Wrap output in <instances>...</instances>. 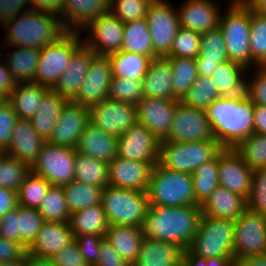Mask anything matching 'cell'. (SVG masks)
I'll list each match as a JSON object with an SVG mask.
<instances>
[{"label": "cell", "instance_id": "cell-1", "mask_svg": "<svg viewBox=\"0 0 266 266\" xmlns=\"http://www.w3.org/2000/svg\"><path fill=\"white\" fill-rule=\"evenodd\" d=\"M254 103L246 93L221 96L205 110L213 138L223 148H235L254 134Z\"/></svg>", "mask_w": 266, "mask_h": 266}, {"label": "cell", "instance_id": "cell-2", "mask_svg": "<svg viewBox=\"0 0 266 266\" xmlns=\"http://www.w3.org/2000/svg\"><path fill=\"white\" fill-rule=\"evenodd\" d=\"M201 215L200 205L149 206L141 225L142 235L176 244L185 251L198 231Z\"/></svg>", "mask_w": 266, "mask_h": 266}, {"label": "cell", "instance_id": "cell-3", "mask_svg": "<svg viewBox=\"0 0 266 266\" xmlns=\"http://www.w3.org/2000/svg\"><path fill=\"white\" fill-rule=\"evenodd\" d=\"M2 28L7 32L3 39L4 47L42 49L56 42L67 32L60 15L38 10H29L10 18L2 24Z\"/></svg>", "mask_w": 266, "mask_h": 266}, {"label": "cell", "instance_id": "cell-4", "mask_svg": "<svg viewBox=\"0 0 266 266\" xmlns=\"http://www.w3.org/2000/svg\"><path fill=\"white\" fill-rule=\"evenodd\" d=\"M241 1H230L224 15L222 12L220 14L218 27L223 33L229 60L242 65L249 71V69L252 70L251 67L258 65L251 58L249 45L251 10Z\"/></svg>", "mask_w": 266, "mask_h": 266}, {"label": "cell", "instance_id": "cell-5", "mask_svg": "<svg viewBox=\"0 0 266 266\" xmlns=\"http://www.w3.org/2000/svg\"><path fill=\"white\" fill-rule=\"evenodd\" d=\"M149 206L196 205L192 174L162 168L155 164L146 190Z\"/></svg>", "mask_w": 266, "mask_h": 266}, {"label": "cell", "instance_id": "cell-6", "mask_svg": "<svg viewBox=\"0 0 266 266\" xmlns=\"http://www.w3.org/2000/svg\"><path fill=\"white\" fill-rule=\"evenodd\" d=\"M101 204L109 225L141 227L149 208L146 191L108 185Z\"/></svg>", "mask_w": 266, "mask_h": 266}, {"label": "cell", "instance_id": "cell-7", "mask_svg": "<svg viewBox=\"0 0 266 266\" xmlns=\"http://www.w3.org/2000/svg\"><path fill=\"white\" fill-rule=\"evenodd\" d=\"M223 147L216 140L196 142L160 141L158 165L192 174L199 166L214 159Z\"/></svg>", "mask_w": 266, "mask_h": 266}, {"label": "cell", "instance_id": "cell-8", "mask_svg": "<svg viewBox=\"0 0 266 266\" xmlns=\"http://www.w3.org/2000/svg\"><path fill=\"white\" fill-rule=\"evenodd\" d=\"M234 220L201 215L198 231L188 250L198 257H234Z\"/></svg>", "mask_w": 266, "mask_h": 266}, {"label": "cell", "instance_id": "cell-9", "mask_svg": "<svg viewBox=\"0 0 266 266\" xmlns=\"http://www.w3.org/2000/svg\"><path fill=\"white\" fill-rule=\"evenodd\" d=\"M80 32L67 31L56 42L40 49L35 83L52 90L68 68L73 54L83 45Z\"/></svg>", "mask_w": 266, "mask_h": 266}, {"label": "cell", "instance_id": "cell-10", "mask_svg": "<svg viewBox=\"0 0 266 266\" xmlns=\"http://www.w3.org/2000/svg\"><path fill=\"white\" fill-rule=\"evenodd\" d=\"M76 148L54 145L46 141L30 172L43 177L51 185L64 186L75 179Z\"/></svg>", "mask_w": 266, "mask_h": 266}, {"label": "cell", "instance_id": "cell-11", "mask_svg": "<svg viewBox=\"0 0 266 266\" xmlns=\"http://www.w3.org/2000/svg\"><path fill=\"white\" fill-rule=\"evenodd\" d=\"M145 19L152 38L154 53L166 57L172 48L174 37L181 28L177 10L166 0H153Z\"/></svg>", "mask_w": 266, "mask_h": 266}, {"label": "cell", "instance_id": "cell-12", "mask_svg": "<svg viewBox=\"0 0 266 266\" xmlns=\"http://www.w3.org/2000/svg\"><path fill=\"white\" fill-rule=\"evenodd\" d=\"M266 241V217L246 209L234 220L235 262L245 256L262 255Z\"/></svg>", "mask_w": 266, "mask_h": 266}, {"label": "cell", "instance_id": "cell-13", "mask_svg": "<svg viewBox=\"0 0 266 266\" xmlns=\"http://www.w3.org/2000/svg\"><path fill=\"white\" fill-rule=\"evenodd\" d=\"M82 30L89 36L82 38L83 44L95 54L108 56L121 50L124 23L110 11L99 15Z\"/></svg>", "mask_w": 266, "mask_h": 266}, {"label": "cell", "instance_id": "cell-14", "mask_svg": "<svg viewBox=\"0 0 266 266\" xmlns=\"http://www.w3.org/2000/svg\"><path fill=\"white\" fill-rule=\"evenodd\" d=\"M205 140H214L206 112L177 101L172 125L165 141L190 143Z\"/></svg>", "mask_w": 266, "mask_h": 266}, {"label": "cell", "instance_id": "cell-15", "mask_svg": "<svg viewBox=\"0 0 266 266\" xmlns=\"http://www.w3.org/2000/svg\"><path fill=\"white\" fill-rule=\"evenodd\" d=\"M89 120L104 132L118 138L137 123V106L107 98L90 108Z\"/></svg>", "mask_w": 266, "mask_h": 266}, {"label": "cell", "instance_id": "cell-16", "mask_svg": "<svg viewBox=\"0 0 266 266\" xmlns=\"http://www.w3.org/2000/svg\"><path fill=\"white\" fill-rule=\"evenodd\" d=\"M112 80L111 62L106 55L95 54L88 67L85 79L72 102L91 108L108 98Z\"/></svg>", "mask_w": 266, "mask_h": 266}, {"label": "cell", "instance_id": "cell-17", "mask_svg": "<svg viewBox=\"0 0 266 266\" xmlns=\"http://www.w3.org/2000/svg\"><path fill=\"white\" fill-rule=\"evenodd\" d=\"M159 139L138 122L117 138V156L131 161L158 162Z\"/></svg>", "mask_w": 266, "mask_h": 266}, {"label": "cell", "instance_id": "cell-18", "mask_svg": "<svg viewBox=\"0 0 266 266\" xmlns=\"http://www.w3.org/2000/svg\"><path fill=\"white\" fill-rule=\"evenodd\" d=\"M219 185L243 196L250 195L253 170L234 148H223L218 153Z\"/></svg>", "mask_w": 266, "mask_h": 266}, {"label": "cell", "instance_id": "cell-19", "mask_svg": "<svg viewBox=\"0 0 266 266\" xmlns=\"http://www.w3.org/2000/svg\"><path fill=\"white\" fill-rule=\"evenodd\" d=\"M90 108L68 101L63 107L47 142L76 148L81 134L90 122Z\"/></svg>", "mask_w": 266, "mask_h": 266}, {"label": "cell", "instance_id": "cell-20", "mask_svg": "<svg viewBox=\"0 0 266 266\" xmlns=\"http://www.w3.org/2000/svg\"><path fill=\"white\" fill-rule=\"evenodd\" d=\"M177 101L143 97L137 103V122L151 131L159 141L165 140L172 125Z\"/></svg>", "mask_w": 266, "mask_h": 266}, {"label": "cell", "instance_id": "cell-21", "mask_svg": "<svg viewBox=\"0 0 266 266\" xmlns=\"http://www.w3.org/2000/svg\"><path fill=\"white\" fill-rule=\"evenodd\" d=\"M155 164L158 162L131 161L116 156L108 163L109 185L146 191Z\"/></svg>", "mask_w": 266, "mask_h": 266}, {"label": "cell", "instance_id": "cell-22", "mask_svg": "<svg viewBox=\"0 0 266 266\" xmlns=\"http://www.w3.org/2000/svg\"><path fill=\"white\" fill-rule=\"evenodd\" d=\"M217 0H185L177 10L182 28L203 34L219 25L221 9Z\"/></svg>", "mask_w": 266, "mask_h": 266}, {"label": "cell", "instance_id": "cell-23", "mask_svg": "<svg viewBox=\"0 0 266 266\" xmlns=\"http://www.w3.org/2000/svg\"><path fill=\"white\" fill-rule=\"evenodd\" d=\"M74 241L68 222L45 221L27 253L39 258H51L65 246Z\"/></svg>", "mask_w": 266, "mask_h": 266}, {"label": "cell", "instance_id": "cell-24", "mask_svg": "<svg viewBox=\"0 0 266 266\" xmlns=\"http://www.w3.org/2000/svg\"><path fill=\"white\" fill-rule=\"evenodd\" d=\"M110 0H63L60 10L66 31L80 32L92 20L109 11Z\"/></svg>", "mask_w": 266, "mask_h": 266}, {"label": "cell", "instance_id": "cell-25", "mask_svg": "<svg viewBox=\"0 0 266 266\" xmlns=\"http://www.w3.org/2000/svg\"><path fill=\"white\" fill-rule=\"evenodd\" d=\"M45 143L46 140L38 135L30 120L18 119L6 152L31 167Z\"/></svg>", "mask_w": 266, "mask_h": 266}, {"label": "cell", "instance_id": "cell-26", "mask_svg": "<svg viewBox=\"0 0 266 266\" xmlns=\"http://www.w3.org/2000/svg\"><path fill=\"white\" fill-rule=\"evenodd\" d=\"M95 53L84 44L73 54L68 68L60 76L58 83L52 89L57 94L72 101L85 79L89 64Z\"/></svg>", "mask_w": 266, "mask_h": 266}, {"label": "cell", "instance_id": "cell-27", "mask_svg": "<svg viewBox=\"0 0 266 266\" xmlns=\"http://www.w3.org/2000/svg\"><path fill=\"white\" fill-rule=\"evenodd\" d=\"M172 79L170 60L167 57L153 58L142 79L143 97L178 100L174 96Z\"/></svg>", "mask_w": 266, "mask_h": 266}, {"label": "cell", "instance_id": "cell-28", "mask_svg": "<svg viewBox=\"0 0 266 266\" xmlns=\"http://www.w3.org/2000/svg\"><path fill=\"white\" fill-rule=\"evenodd\" d=\"M117 147V137L89 122L80 136L76 151L109 163L117 156Z\"/></svg>", "mask_w": 266, "mask_h": 266}, {"label": "cell", "instance_id": "cell-29", "mask_svg": "<svg viewBox=\"0 0 266 266\" xmlns=\"http://www.w3.org/2000/svg\"><path fill=\"white\" fill-rule=\"evenodd\" d=\"M183 251L173 243L143 238L133 266H182Z\"/></svg>", "mask_w": 266, "mask_h": 266}, {"label": "cell", "instance_id": "cell-30", "mask_svg": "<svg viewBox=\"0 0 266 266\" xmlns=\"http://www.w3.org/2000/svg\"><path fill=\"white\" fill-rule=\"evenodd\" d=\"M227 60L229 58L220 28L217 27L201 34L200 52L195 59L198 76L210 77L214 68Z\"/></svg>", "mask_w": 266, "mask_h": 266}, {"label": "cell", "instance_id": "cell-31", "mask_svg": "<svg viewBox=\"0 0 266 266\" xmlns=\"http://www.w3.org/2000/svg\"><path fill=\"white\" fill-rule=\"evenodd\" d=\"M200 206L203 215L235 220L247 209V201L243 196L219 185Z\"/></svg>", "mask_w": 266, "mask_h": 266}, {"label": "cell", "instance_id": "cell-32", "mask_svg": "<svg viewBox=\"0 0 266 266\" xmlns=\"http://www.w3.org/2000/svg\"><path fill=\"white\" fill-rule=\"evenodd\" d=\"M105 238L118 254L133 266L144 238L141 227L109 225Z\"/></svg>", "mask_w": 266, "mask_h": 266}, {"label": "cell", "instance_id": "cell-33", "mask_svg": "<svg viewBox=\"0 0 266 266\" xmlns=\"http://www.w3.org/2000/svg\"><path fill=\"white\" fill-rule=\"evenodd\" d=\"M67 102V99L63 98L55 91L49 90L43 96L36 113L30 119L38 135L46 141L51 137L55 124Z\"/></svg>", "mask_w": 266, "mask_h": 266}, {"label": "cell", "instance_id": "cell-34", "mask_svg": "<svg viewBox=\"0 0 266 266\" xmlns=\"http://www.w3.org/2000/svg\"><path fill=\"white\" fill-rule=\"evenodd\" d=\"M248 70L230 60L221 62L214 68L210 78L217 87L220 96H234L245 93Z\"/></svg>", "mask_w": 266, "mask_h": 266}, {"label": "cell", "instance_id": "cell-35", "mask_svg": "<svg viewBox=\"0 0 266 266\" xmlns=\"http://www.w3.org/2000/svg\"><path fill=\"white\" fill-rule=\"evenodd\" d=\"M50 89L37 83L16 84L8 96V102L19 119L30 120L40 106L43 96Z\"/></svg>", "mask_w": 266, "mask_h": 266}, {"label": "cell", "instance_id": "cell-36", "mask_svg": "<svg viewBox=\"0 0 266 266\" xmlns=\"http://www.w3.org/2000/svg\"><path fill=\"white\" fill-rule=\"evenodd\" d=\"M14 51L7 56L6 67L10 70L11 76L16 84L35 83L40 49L33 47L13 46Z\"/></svg>", "mask_w": 266, "mask_h": 266}, {"label": "cell", "instance_id": "cell-37", "mask_svg": "<svg viewBox=\"0 0 266 266\" xmlns=\"http://www.w3.org/2000/svg\"><path fill=\"white\" fill-rule=\"evenodd\" d=\"M68 224L74 237L83 234L105 237L109 227L102 204L86 207L70 214Z\"/></svg>", "mask_w": 266, "mask_h": 266}, {"label": "cell", "instance_id": "cell-38", "mask_svg": "<svg viewBox=\"0 0 266 266\" xmlns=\"http://www.w3.org/2000/svg\"><path fill=\"white\" fill-rule=\"evenodd\" d=\"M108 57L111 62L112 76L136 81H142L153 59V57L122 50L109 54Z\"/></svg>", "mask_w": 266, "mask_h": 266}, {"label": "cell", "instance_id": "cell-39", "mask_svg": "<svg viewBox=\"0 0 266 266\" xmlns=\"http://www.w3.org/2000/svg\"><path fill=\"white\" fill-rule=\"evenodd\" d=\"M122 51L158 57L154 53L152 38L146 19L124 23Z\"/></svg>", "mask_w": 266, "mask_h": 266}, {"label": "cell", "instance_id": "cell-40", "mask_svg": "<svg viewBox=\"0 0 266 266\" xmlns=\"http://www.w3.org/2000/svg\"><path fill=\"white\" fill-rule=\"evenodd\" d=\"M75 180L104 189L109 185L108 163L76 152Z\"/></svg>", "mask_w": 266, "mask_h": 266}, {"label": "cell", "instance_id": "cell-41", "mask_svg": "<svg viewBox=\"0 0 266 266\" xmlns=\"http://www.w3.org/2000/svg\"><path fill=\"white\" fill-rule=\"evenodd\" d=\"M62 188L70 214L101 204L103 188L91 186L75 179Z\"/></svg>", "mask_w": 266, "mask_h": 266}, {"label": "cell", "instance_id": "cell-42", "mask_svg": "<svg viewBox=\"0 0 266 266\" xmlns=\"http://www.w3.org/2000/svg\"><path fill=\"white\" fill-rule=\"evenodd\" d=\"M192 183L196 205H202L219 186L218 154L192 173Z\"/></svg>", "mask_w": 266, "mask_h": 266}, {"label": "cell", "instance_id": "cell-43", "mask_svg": "<svg viewBox=\"0 0 266 266\" xmlns=\"http://www.w3.org/2000/svg\"><path fill=\"white\" fill-rule=\"evenodd\" d=\"M170 60L173 71L174 96L182 101L198 77L196 62L194 58L167 57Z\"/></svg>", "mask_w": 266, "mask_h": 266}, {"label": "cell", "instance_id": "cell-44", "mask_svg": "<svg viewBox=\"0 0 266 266\" xmlns=\"http://www.w3.org/2000/svg\"><path fill=\"white\" fill-rule=\"evenodd\" d=\"M37 210L44 221L68 222L70 212L63 188L51 185Z\"/></svg>", "mask_w": 266, "mask_h": 266}, {"label": "cell", "instance_id": "cell-45", "mask_svg": "<svg viewBox=\"0 0 266 266\" xmlns=\"http://www.w3.org/2000/svg\"><path fill=\"white\" fill-rule=\"evenodd\" d=\"M30 167L7 152H0V187L19 191Z\"/></svg>", "mask_w": 266, "mask_h": 266}, {"label": "cell", "instance_id": "cell-46", "mask_svg": "<svg viewBox=\"0 0 266 266\" xmlns=\"http://www.w3.org/2000/svg\"><path fill=\"white\" fill-rule=\"evenodd\" d=\"M220 96L210 77L198 76L182 102L189 107L206 110Z\"/></svg>", "mask_w": 266, "mask_h": 266}, {"label": "cell", "instance_id": "cell-47", "mask_svg": "<svg viewBox=\"0 0 266 266\" xmlns=\"http://www.w3.org/2000/svg\"><path fill=\"white\" fill-rule=\"evenodd\" d=\"M251 58L258 66H266V13L251 11Z\"/></svg>", "mask_w": 266, "mask_h": 266}, {"label": "cell", "instance_id": "cell-48", "mask_svg": "<svg viewBox=\"0 0 266 266\" xmlns=\"http://www.w3.org/2000/svg\"><path fill=\"white\" fill-rule=\"evenodd\" d=\"M234 149L252 170L266 167V134L254 133Z\"/></svg>", "mask_w": 266, "mask_h": 266}, {"label": "cell", "instance_id": "cell-49", "mask_svg": "<svg viewBox=\"0 0 266 266\" xmlns=\"http://www.w3.org/2000/svg\"><path fill=\"white\" fill-rule=\"evenodd\" d=\"M50 186L43 177L30 172L17 192L18 205L38 209Z\"/></svg>", "mask_w": 266, "mask_h": 266}, {"label": "cell", "instance_id": "cell-50", "mask_svg": "<svg viewBox=\"0 0 266 266\" xmlns=\"http://www.w3.org/2000/svg\"><path fill=\"white\" fill-rule=\"evenodd\" d=\"M44 222L37 209L18 205L17 230L20 234V244L27 248L35 239Z\"/></svg>", "mask_w": 266, "mask_h": 266}, {"label": "cell", "instance_id": "cell-51", "mask_svg": "<svg viewBox=\"0 0 266 266\" xmlns=\"http://www.w3.org/2000/svg\"><path fill=\"white\" fill-rule=\"evenodd\" d=\"M108 98L137 105L143 98L142 81L112 76Z\"/></svg>", "mask_w": 266, "mask_h": 266}, {"label": "cell", "instance_id": "cell-52", "mask_svg": "<svg viewBox=\"0 0 266 266\" xmlns=\"http://www.w3.org/2000/svg\"><path fill=\"white\" fill-rule=\"evenodd\" d=\"M153 0H110L109 11L122 23L144 19Z\"/></svg>", "mask_w": 266, "mask_h": 266}, {"label": "cell", "instance_id": "cell-53", "mask_svg": "<svg viewBox=\"0 0 266 266\" xmlns=\"http://www.w3.org/2000/svg\"><path fill=\"white\" fill-rule=\"evenodd\" d=\"M200 38L201 34L181 27L174 37L171 51L166 57L196 59L200 52Z\"/></svg>", "mask_w": 266, "mask_h": 266}, {"label": "cell", "instance_id": "cell-54", "mask_svg": "<svg viewBox=\"0 0 266 266\" xmlns=\"http://www.w3.org/2000/svg\"><path fill=\"white\" fill-rule=\"evenodd\" d=\"M247 209L266 217V167L253 170Z\"/></svg>", "mask_w": 266, "mask_h": 266}, {"label": "cell", "instance_id": "cell-55", "mask_svg": "<svg viewBox=\"0 0 266 266\" xmlns=\"http://www.w3.org/2000/svg\"><path fill=\"white\" fill-rule=\"evenodd\" d=\"M254 69V77L250 75L248 78L246 75L245 93L254 104L266 105V66H257Z\"/></svg>", "mask_w": 266, "mask_h": 266}, {"label": "cell", "instance_id": "cell-56", "mask_svg": "<svg viewBox=\"0 0 266 266\" xmlns=\"http://www.w3.org/2000/svg\"><path fill=\"white\" fill-rule=\"evenodd\" d=\"M105 237L102 235L83 234L74 237L81 255L88 266H95L99 257L100 244Z\"/></svg>", "mask_w": 266, "mask_h": 266}, {"label": "cell", "instance_id": "cell-57", "mask_svg": "<svg viewBox=\"0 0 266 266\" xmlns=\"http://www.w3.org/2000/svg\"><path fill=\"white\" fill-rule=\"evenodd\" d=\"M18 119L9 102L0 108V152L7 151L14 125Z\"/></svg>", "mask_w": 266, "mask_h": 266}, {"label": "cell", "instance_id": "cell-58", "mask_svg": "<svg viewBox=\"0 0 266 266\" xmlns=\"http://www.w3.org/2000/svg\"><path fill=\"white\" fill-rule=\"evenodd\" d=\"M53 266H88L75 241L50 258Z\"/></svg>", "mask_w": 266, "mask_h": 266}, {"label": "cell", "instance_id": "cell-59", "mask_svg": "<svg viewBox=\"0 0 266 266\" xmlns=\"http://www.w3.org/2000/svg\"><path fill=\"white\" fill-rule=\"evenodd\" d=\"M234 257L204 259L193 255L188 249L183 251L182 266H234Z\"/></svg>", "mask_w": 266, "mask_h": 266}, {"label": "cell", "instance_id": "cell-60", "mask_svg": "<svg viewBox=\"0 0 266 266\" xmlns=\"http://www.w3.org/2000/svg\"><path fill=\"white\" fill-rule=\"evenodd\" d=\"M95 266H130L112 247L106 238L101 241L100 251Z\"/></svg>", "mask_w": 266, "mask_h": 266}, {"label": "cell", "instance_id": "cell-61", "mask_svg": "<svg viewBox=\"0 0 266 266\" xmlns=\"http://www.w3.org/2000/svg\"><path fill=\"white\" fill-rule=\"evenodd\" d=\"M0 236L20 244V234L17 230V207L6 212L1 217Z\"/></svg>", "mask_w": 266, "mask_h": 266}, {"label": "cell", "instance_id": "cell-62", "mask_svg": "<svg viewBox=\"0 0 266 266\" xmlns=\"http://www.w3.org/2000/svg\"><path fill=\"white\" fill-rule=\"evenodd\" d=\"M29 10V0H0V21L3 24L6 20Z\"/></svg>", "mask_w": 266, "mask_h": 266}, {"label": "cell", "instance_id": "cell-63", "mask_svg": "<svg viewBox=\"0 0 266 266\" xmlns=\"http://www.w3.org/2000/svg\"><path fill=\"white\" fill-rule=\"evenodd\" d=\"M26 253L27 248L24 245L0 236V262L22 259Z\"/></svg>", "mask_w": 266, "mask_h": 266}, {"label": "cell", "instance_id": "cell-64", "mask_svg": "<svg viewBox=\"0 0 266 266\" xmlns=\"http://www.w3.org/2000/svg\"><path fill=\"white\" fill-rule=\"evenodd\" d=\"M18 207L16 191L0 187V218L8 211Z\"/></svg>", "mask_w": 266, "mask_h": 266}, {"label": "cell", "instance_id": "cell-65", "mask_svg": "<svg viewBox=\"0 0 266 266\" xmlns=\"http://www.w3.org/2000/svg\"><path fill=\"white\" fill-rule=\"evenodd\" d=\"M63 0H29L31 10L46 11L60 15Z\"/></svg>", "mask_w": 266, "mask_h": 266}, {"label": "cell", "instance_id": "cell-66", "mask_svg": "<svg viewBox=\"0 0 266 266\" xmlns=\"http://www.w3.org/2000/svg\"><path fill=\"white\" fill-rule=\"evenodd\" d=\"M254 133L266 134V105L254 104Z\"/></svg>", "mask_w": 266, "mask_h": 266}, {"label": "cell", "instance_id": "cell-67", "mask_svg": "<svg viewBox=\"0 0 266 266\" xmlns=\"http://www.w3.org/2000/svg\"><path fill=\"white\" fill-rule=\"evenodd\" d=\"M15 85L16 83L11 76L10 70L6 67L5 63H0V93L9 96Z\"/></svg>", "mask_w": 266, "mask_h": 266}, {"label": "cell", "instance_id": "cell-68", "mask_svg": "<svg viewBox=\"0 0 266 266\" xmlns=\"http://www.w3.org/2000/svg\"><path fill=\"white\" fill-rule=\"evenodd\" d=\"M236 266H266V256L264 255H249L238 259L235 262Z\"/></svg>", "mask_w": 266, "mask_h": 266}, {"label": "cell", "instance_id": "cell-69", "mask_svg": "<svg viewBox=\"0 0 266 266\" xmlns=\"http://www.w3.org/2000/svg\"><path fill=\"white\" fill-rule=\"evenodd\" d=\"M25 266H53V264L50 258H39L29 253H26Z\"/></svg>", "mask_w": 266, "mask_h": 266}, {"label": "cell", "instance_id": "cell-70", "mask_svg": "<svg viewBox=\"0 0 266 266\" xmlns=\"http://www.w3.org/2000/svg\"><path fill=\"white\" fill-rule=\"evenodd\" d=\"M241 2L251 11L266 13V0H242Z\"/></svg>", "mask_w": 266, "mask_h": 266}, {"label": "cell", "instance_id": "cell-71", "mask_svg": "<svg viewBox=\"0 0 266 266\" xmlns=\"http://www.w3.org/2000/svg\"><path fill=\"white\" fill-rule=\"evenodd\" d=\"M0 266H25V256L19 260L1 261Z\"/></svg>", "mask_w": 266, "mask_h": 266}, {"label": "cell", "instance_id": "cell-72", "mask_svg": "<svg viewBox=\"0 0 266 266\" xmlns=\"http://www.w3.org/2000/svg\"><path fill=\"white\" fill-rule=\"evenodd\" d=\"M8 103V95L0 93V108Z\"/></svg>", "mask_w": 266, "mask_h": 266}, {"label": "cell", "instance_id": "cell-73", "mask_svg": "<svg viewBox=\"0 0 266 266\" xmlns=\"http://www.w3.org/2000/svg\"><path fill=\"white\" fill-rule=\"evenodd\" d=\"M262 255L266 256V241H265V247H264Z\"/></svg>", "mask_w": 266, "mask_h": 266}]
</instances>
